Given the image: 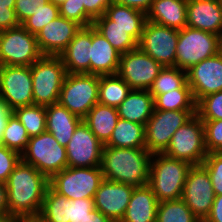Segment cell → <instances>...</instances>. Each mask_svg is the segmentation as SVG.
Returning <instances> with one entry per match:
<instances>
[{"label":"cell","mask_w":222,"mask_h":222,"mask_svg":"<svg viewBox=\"0 0 222 222\" xmlns=\"http://www.w3.org/2000/svg\"><path fill=\"white\" fill-rule=\"evenodd\" d=\"M6 183L9 213L17 217L39 216L49 179L20 160Z\"/></svg>","instance_id":"6da1fadb"},{"label":"cell","mask_w":222,"mask_h":222,"mask_svg":"<svg viewBox=\"0 0 222 222\" xmlns=\"http://www.w3.org/2000/svg\"><path fill=\"white\" fill-rule=\"evenodd\" d=\"M152 155L146 148H119L103 145L101 171L104 179L134 187L149 183Z\"/></svg>","instance_id":"7a4b0ae2"},{"label":"cell","mask_w":222,"mask_h":222,"mask_svg":"<svg viewBox=\"0 0 222 222\" xmlns=\"http://www.w3.org/2000/svg\"><path fill=\"white\" fill-rule=\"evenodd\" d=\"M191 167L189 162L168 157L164 153L152 155L148 185L158 202L181 199Z\"/></svg>","instance_id":"3957f363"},{"label":"cell","mask_w":222,"mask_h":222,"mask_svg":"<svg viewBox=\"0 0 222 222\" xmlns=\"http://www.w3.org/2000/svg\"><path fill=\"white\" fill-rule=\"evenodd\" d=\"M33 100L35 105L58 103L62 84L67 75L60 56L43 55L31 65Z\"/></svg>","instance_id":"277c9868"},{"label":"cell","mask_w":222,"mask_h":222,"mask_svg":"<svg viewBox=\"0 0 222 222\" xmlns=\"http://www.w3.org/2000/svg\"><path fill=\"white\" fill-rule=\"evenodd\" d=\"M98 93L99 75L67 73L58 103L83 119L90 109L98 103Z\"/></svg>","instance_id":"5b68a950"},{"label":"cell","mask_w":222,"mask_h":222,"mask_svg":"<svg viewBox=\"0 0 222 222\" xmlns=\"http://www.w3.org/2000/svg\"><path fill=\"white\" fill-rule=\"evenodd\" d=\"M21 160L34 166L48 179L68 167L66 147L60 145L47 131L30 137Z\"/></svg>","instance_id":"8992f818"},{"label":"cell","mask_w":222,"mask_h":222,"mask_svg":"<svg viewBox=\"0 0 222 222\" xmlns=\"http://www.w3.org/2000/svg\"><path fill=\"white\" fill-rule=\"evenodd\" d=\"M103 179L101 167H66L49 179V186L69 200L93 199Z\"/></svg>","instance_id":"52a82bcc"},{"label":"cell","mask_w":222,"mask_h":222,"mask_svg":"<svg viewBox=\"0 0 222 222\" xmlns=\"http://www.w3.org/2000/svg\"><path fill=\"white\" fill-rule=\"evenodd\" d=\"M220 36L189 26L179 30L175 66L187 71L219 53Z\"/></svg>","instance_id":"ba28073f"},{"label":"cell","mask_w":222,"mask_h":222,"mask_svg":"<svg viewBox=\"0 0 222 222\" xmlns=\"http://www.w3.org/2000/svg\"><path fill=\"white\" fill-rule=\"evenodd\" d=\"M42 56L36 35L21 24L0 31V66H31Z\"/></svg>","instance_id":"9c48e42d"},{"label":"cell","mask_w":222,"mask_h":222,"mask_svg":"<svg viewBox=\"0 0 222 222\" xmlns=\"http://www.w3.org/2000/svg\"><path fill=\"white\" fill-rule=\"evenodd\" d=\"M164 154L192 165L203 163L208 152L205 147L204 125L196 114L173 134Z\"/></svg>","instance_id":"30bf717a"},{"label":"cell","mask_w":222,"mask_h":222,"mask_svg":"<svg viewBox=\"0 0 222 222\" xmlns=\"http://www.w3.org/2000/svg\"><path fill=\"white\" fill-rule=\"evenodd\" d=\"M196 114V110H156L145 125V148L151 153H164L171 137Z\"/></svg>","instance_id":"8fae6325"},{"label":"cell","mask_w":222,"mask_h":222,"mask_svg":"<svg viewBox=\"0 0 222 222\" xmlns=\"http://www.w3.org/2000/svg\"><path fill=\"white\" fill-rule=\"evenodd\" d=\"M179 30L146 21L138 48L163 67L175 66Z\"/></svg>","instance_id":"7c38bea8"},{"label":"cell","mask_w":222,"mask_h":222,"mask_svg":"<svg viewBox=\"0 0 222 222\" xmlns=\"http://www.w3.org/2000/svg\"><path fill=\"white\" fill-rule=\"evenodd\" d=\"M163 66L139 48L120 56L117 75L131 90H149Z\"/></svg>","instance_id":"4fadbf2b"},{"label":"cell","mask_w":222,"mask_h":222,"mask_svg":"<svg viewBox=\"0 0 222 222\" xmlns=\"http://www.w3.org/2000/svg\"><path fill=\"white\" fill-rule=\"evenodd\" d=\"M215 196L207 169L202 164L192 165L181 199L201 222L210 214Z\"/></svg>","instance_id":"5bb4252c"},{"label":"cell","mask_w":222,"mask_h":222,"mask_svg":"<svg viewBox=\"0 0 222 222\" xmlns=\"http://www.w3.org/2000/svg\"><path fill=\"white\" fill-rule=\"evenodd\" d=\"M31 66H0V99L14 110L34 104Z\"/></svg>","instance_id":"9a60e30c"},{"label":"cell","mask_w":222,"mask_h":222,"mask_svg":"<svg viewBox=\"0 0 222 222\" xmlns=\"http://www.w3.org/2000/svg\"><path fill=\"white\" fill-rule=\"evenodd\" d=\"M103 144L82 121L66 146L68 167H100Z\"/></svg>","instance_id":"2e32d148"},{"label":"cell","mask_w":222,"mask_h":222,"mask_svg":"<svg viewBox=\"0 0 222 222\" xmlns=\"http://www.w3.org/2000/svg\"><path fill=\"white\" fill-rule=\"evenodd\" d=\"M187 83L194 101L222 90V56L207 58L187 70Z\"/></svg>","instance_id":"e0dca14e"},{"label":"cell","mask_w":222,"mask_h":222,"mask_svg":"<svg viewBox=\"0 0 222 222\" xmlns=\"http://www.w3.org/2000/svg\"><path fill=\"white\" fill-rule=\"evenodd\" d=\"M134 186L103 179L94 195L95 208L115 222L125 215Z\"/></svg>","instance_id":"ac0fdd59"},{"label":"cell","mask_w":222,"mask_h":222,"mask_svg":"<svg viewBox=\"0 0 222 222\" xmlns=\"http://www.w3.org/2000/svg\"><path fill=\"white\" fill-rule=\"evenodd\" d=\"M80 28L81 26L76 22L59 15L36 34L41 53L43 55L59 56Z\"/></svg>","instance_id":"d6986e66"},{"label":"cell","mask_w":222,"mask_h":222,"mask_svg":"<svg viewBox=\"0 0 222 222\" xmlns=\"http://www.w3.org/2000/svg\"><path fill=\"white\" fill-rule=\"evenodd\" d=\"M186 26L222 35V1L187 0Z\"/></svg>","instance_id":"ffe728a7"},{"label":"cell","mask_w":222,"mask_h":222,"mask_svg":"<svg viewBox=\"0 0 222 222\" xmlns=\"http://www.w3.org/2000/svg\"><path fill=\"white\" fill-rule=\"evenodd\" d=\"M92 44V26L81 27L67 48L59 55L67 73L90 74V46Z\"/></svg>","instance_id":"44dd1931"},{"label":"cell","mask_w":222,"mask_h":222,"mask_svg":"<svg viewBox=\"0 0 222 222\" xmlns=\"http://www.w3.org/2000/svg\"><path fill=\"white\" fill-rule=\"evenodd\" d=\"M121 54L92 26L90 46V74H117Z\"/></svg>","instance_id":"7402d4cb"},{"label":"cell","mask_w":222,"mask_h":222,"mask_svg":"<svg viewBox=\"0 0 222 222\" xmlns=\"http://www.w3.org/2000/svg\"><path fill=\"white\" fill-rule=\"evenodd\" d=\"M82 121V118L59 103L46 106V131L50 132L64 147L67 146L75 129Z\"/></svg>","instance_id":"603a6c76"},{"label":"cell","mask_w":222,"mask_h":222,"mask_svg":"<svg viewBox=\"0 0 222 222\" xmlns=\"http://www.w3.org/2000/svg\"><path fill=\"white\" fill-rule=\"evenodd\" d=\"M92 26L99 31L121 55L138 48V42L143 32V29H125L117 25H112V20L105 14L96 18Z\"/></svg>","instance_id":"cb8c5ba5"},{"label":"cell","mask_w":222,"mask_h":222,"mask_svg":"<svg viewBox=\"0 0 222 222\" xmlns=\"http://www.w3.org/2000/svg\"><path fill=\"white\" fill-rule=\"evenodd\" d=\"M158 203L148 184L134 187L125 215L120 222H156Z\"/></svg>","instance_id":"d4e9b609"},{"label":"cell","mask_w":222,"mask_h":222,"mask_svg":"<svg viewBox=\"0 0 222 222\" xmlns=\"http://www.w3.org/2000/svg\"><path fill=\"white\" fill-rule=\"evenodd\" d=\"M147 21L183 29L187 23V0H153Z\"/></svg>","instance_id":"484cf974"},{"label":"cell","mask_w":222,"mask_h":222,"mask_svg":"<svg viewBox=\"0 0 222 222\" xmlns=\"http://www.w3.org/2000/svg\"><path fill=\"white\" fill-rule=\"evenodd\" d=\"M117 110L119 118L146 125L154 111V98L148 90H131Z\"/></svg>","instance_id":"4316f807"},{"label":"cell","mask_w":222,"mask_h":222,"mask_svg":"<svg viewBox=\"0 0 222 222\" xmlns=\"http://www.w3.org/2000/svg\"><path fill=\"white\" fill-rule=\"evenodd\" d=\"M118 119L117 108L97 103L90 109L83 121L104 145L110 139Z\"/></svg>","instance_id":"83f0119b"},{"label":"cell","mask_w":222,"mask_h":222,"mask_svg":"<svg viewBox=\"0 0 222 222\" xmlns=\"http://www.w3.org/2000/svg\"><path fill=\"white\" fill-rule=\"evenodd\" d=\"M104 145L119 148H145V125L119 118L110 139Z\"/></svg>","instance_id":"f1b7e54d"},{"label":"cell","mask_w":222,"mask_h":222,"mask_svg":"<svg viewBox=\"0 0 222 222\" xmlns=\"http://www.w3.org/2000/svg\"><path fill=\"white\" fill-rule=\"evenodd\" d=\"M131 91L129 85L117 74L99 76L98 103L117 108Z\"/></svg>","instance_id":"f546056e"},{"label":"cell","mask_w":222,"mask_h":222,"mask_svg":"<svg viewBox=\"0 0 222 222\" xmlns=\"http://www.w3.org/2000/svg\"><path fill=\"white\" fill-rule=\"evenodd\" d=\"M39 216L45 222H69L70 200L48 186Z\"/></svg>","instance_id":"4dcf8cb0"},{"label":"cell","mask_w":222,"mask_h":222,"mask_svg":"<svg viewBox=\"0 0 222 222\" xmlns=\"http://www.w3.org/2000/svg\"><path fill=\"white\" fill-rule=\"evenodd\" d=\"M105 15L112 20V25L125 29H144L147 21L143 11L115 2L106 8Z\"/></svg>","instance_id":"1f68e13d"},{"label":"cell","mask_w":222,"mask_h":222,"mask_svg":"<svg viewBox=\"0 0 222 222\" xmlns=\"http://www.w3.org/2000/svg\"><path fill=\"white\" fill-rule=\"evenodd\" d=\"M174 89H191L187 83V71L176 66L163 67L159 75L153 81L149 92L153 98Z\"/></svg>","instance_id":"d6a6232c"},{"label":"cell","mask_w":222,"mask_h":222,"mask_svg":"<svg viewBox=\"0 0 222 222\" xmlns=\"http://www.w3.org/2000/svg\"><path fill=\"white\" fill-rule=\"evenodd\" d=\"M13 113L26 129L29 137L38 136L46 131V107L41 105H29L17 107Z\"/></svg>","instance_id":"836d02e7"},{"label":"cell","mask_w":222,"mask_h":222,"mask_svg":"<svg viewBox=\"0 0 222 222\" xmlns=\"http://www.w3.org/2000/svg\"><path fill=\"white\" fill-rule=\"evenodd\" d=\"M156 110H196L191 89H174L154 97Z\"/></svg>","instance_id":"e575fe53"},{"label":"cell","mask_w":222,"mask_h":222,"mask_svg":"<svg viewBox=\"0 0 222 222\" xmlns=\"http://www.w3.org/2000/svg\"><path fill=\"white\" fill-rule=\"evenodd\" d=\"M156 222H201L182 199L158 203Z\"/></svg>","instance_id":"d590c367"},{"label":"cell","mask_w":222,"mask_h":222,"mask_svg":"<svg viewBox=\"0 0 222 222\" xmlns=\"http://www.w3.org/2000/svg\"><path fill=\"white\" fill-rule=\"evenodd\" d=\"M29 139L26 129L12 113L8 118L0 143L21 155L26 149Z\"/></svg>","instance_id":"8d00e7d4"},{"label":"cell","mask_w":222,"mask_h":222,"mask_svg":"<svg viewBox=\"0 0 222 222\" xmlns=\"http://www.w3.org/2000/svg\"><path fill=\"white\" fill-rule=\"evenodd\" d=\"M196 115L201 120H221L222 90L201 98L196 103Z\"/></svg>","instance_id":"74e56055"},{"label":"cell","mask_w":222,"mask_h":222,"mask_svg":"<svg viewBox=\"0 0 222 222\" xmlns=\"http://www.w3.org/2000/svg\"><path fill=\"white\" fill-rule=\"evenodd\" d=\"M59 16V6L48 2L38 12L27 18L21 25L36 35L45 25Z\"/></svg>","instance_id":"f35d334b"},{"label":"cell","mask_w":222,"mask_h":222,"mask_svg":"<svg viewBox=\"0 0 222 222\" xmlns=\"http://www.w3.org/2000/svg\"><path fill=\"white\" fill-rule=\"evenodd\" d=\"M59 15L76 22L81 27L93 25V20L85 13V6L82 0H66L59 5Z\"/></svg>","instance_id":"ab89813d"},{"label":"cell","mask_w":222,"mask_h":222,"mask_svg":"<svg viewBox=\"0 0 222 222\" xmlns=\"http://www.w3.org/2000/svg\"><path fill=\"white\" fill-rule=\"evenodd\" d=\"M202 122L207 152H222V119L202 120Z\"/></svg>","instance_id":"60d3db41"},{"label":"cell","mask_w":222,"mask_h":222,"mask_svg":"<svg viewBox=\"0 0 222 222\" xmlns=\"http://www.w3.org/2000/svg\"><path fill=\"white\" fill-rule=\"evenodd\" d=\"M202 165L207 169L215 195L222 194V152L208 153Z\"/></svg>","instance_id":"b9f144b4"},{"label":"cell","mask_w":222,"mask_h":222,"mask_svg":"<svg viewBox=\"0 0 222 222\" xmlns=\"http://www.w3.org/2000/svg\"><path fill=\"white\" fill-rule=\"evenodd\" d=\"M21 155L0 143V182L5 183L20 162Z\"/></svg>","instance_id":"7bdbcfd3"},{"label":"cell","mask_w":222,"mask_h":222,"mask_svg":"<svg viewBox=\"0 0 222 222\" xmlns=\"http://www.w3.org/2000/svg\"><path fill=\"white\" fill-rule=\"evenodd\" d=\"M49 0H16L15 14L17 20L22 24L27 18L38 12Z\"/></svg>","instance_id":"ee69618b"},{"label":"cell","mask_w":222,"mask_h":222,"mask_svg":"<svg viewBox=\"0 0 222 222\" xmlns=\"http://www.w3.org/2000/svg\"><path fill=\"white\" fill-rule=\"evenodd\" d=\"M95 209L94 199L70 200L69 222H87L89 212Z\"/></svg>","instance_id":"f6af8a7d"},{"label":"cell","mask_w":222,"mask_h":222,"mask_svg":"<svg viewBox=\"0 0 222 222\" xmlns=\"http://www.w3.org/2000/svg\"><path fill=\"white\" fill-rule=\"evenodd\" d=\"M113 2V0H82L85 6V13L93 21L105 14L106 8Z\"/></svg>","instance_id":"bcb514c9"},{"label":"cell","mask_w":222,"mask_h":222,"mask_svg":"<svg viewBox=\"0 0 222 222\" xmlns=\"http://www.w3.org/2000/svg\"><path fill=\"white\" fill-rule=\"evenodd\" d=\"M14 8H0V31L19 26Z\"/></svg>","instance_id":"7dc6e473"},{"label":"cell","mask_w":222,"mask_h":222,"mask_svg":"<svg viewBox=\"0 0 222 222\" xmlns=\"http://www.w3.org/2000/svg\"><path fill=\"white\" fill-rule=\"evenodd\" d=\"M204 222H222V194L215 196L210 214Z\"/></svg>","instance_id":"c3c4849f"},{"label":"cell","mask_w":222,"mask_h":222,"mask_svg":"<svg viewBox=\"0 0 222 222\" xmlns=\"http://www.w3.org/2000/svg\"><path fill=\"white\" fill-rule=\"evenodd\" d=\"M117 4L126 5L147 13L152 5L153 0H113Z\"/></svg>","instance_id":"681fc988"},{"label":"cell","mask_w":222,"mask_h":222,"mask_svg":"<svg viewBox=\"0 0 222 222\" xmlns=\"http://www.w3.org/2000/svg\"><path fill=\"white\" fill-rule=\"evenodd\" d=\"M12 113L13 110L9 107V105L5 101L0 99V142L8 118Z\"/></svg>","instance_id":"f907efd6"},{"label":"cell","mask_w":222,"mask_h":222,"mask_svg":"<svg viewBox=\"0 0 222 222\" xmlns=\"http://www.w3.org/2000/svg\"><path fill=\"white\" fill-rule=\"evenodd\" d=\"M9 213L6 183L0 182V214Z\"/></svg>","instance_id":"816d5d0a"},{"label":"cell","mask_w":222,"mask_h":222,"mask_svg":"<svg viewBox=\"0 0 222 222\" xmlns=\"http://www.w3.org/2000/svg\"><path fill=\"white\" fill-rule=\"evenodd\" d=\"M87 222H115L112 219H109L107 216L103 215L96 208L89 212Z\"/></svg>","instance_id":"f5cc1de1"},{"label":"cell","mask_w":222,"mask_h":222,"mask_svg":"<svg viewBox=\"0 0 222 222\" xmlns=\"http://www.w3.org/2000/svg\"><path fill=\"white\" fill-rule=\"evenodd\" d=\"M18 217L10 214V213H6V214H0V222H17Z\"/></svg>","instance_id":"db71d44e"},{"label":"cell","mask_w":222,"mask_h":222,"mask_svg":"<svg viewBox=\"0 0 222 222\" xmlns=\"http://www.w3.org/2000/svg\"><path fill=\"white\" fill-rule=\"evenodd\" d=\"M17 222H45L40 216L18 217Z\"/></svg>","instance_id":"11a10c76"},{"label":"cell","mask_w":222,"mask_h":222,"mask_svg":"<svg viewBox=\"0 0 222 222\" xmlns=\"http://www.w3.org/2000/svg\"><path fill=\"white\" fill-rule=\"evenodd\" d=\"M16 0H0V8H14Z\"/></svg>","instance_id":"9f6ffc18"},{"label":"cell","mask_w":222,"mask_h":222,"mask_svg":"<svg viewBox=\"0 0 222 222\" xmlns=\"http://www.w3.org/2000/svg\"><path fill=\"white\" fill-rule=\"evenodd\" d=\"M50 2H53L55 5L59 6L62 3H64L66 0H49Z\"/></svg>","instance_id":"6f0895ef"},{"label":"cell","mask_w":222,"mask_h":222,"mask_svg":"<svg viewBox=\"0 0 222 222\" xmlns=\"http://www.w3.org/2000/svg\"><path fill=\"white\" fill-rule=\"evenodd\" d=\"M219 54L222 56V35L220 36V41H219Z\"/></svg>","instance_id":"680465c9"}]
</instances>
